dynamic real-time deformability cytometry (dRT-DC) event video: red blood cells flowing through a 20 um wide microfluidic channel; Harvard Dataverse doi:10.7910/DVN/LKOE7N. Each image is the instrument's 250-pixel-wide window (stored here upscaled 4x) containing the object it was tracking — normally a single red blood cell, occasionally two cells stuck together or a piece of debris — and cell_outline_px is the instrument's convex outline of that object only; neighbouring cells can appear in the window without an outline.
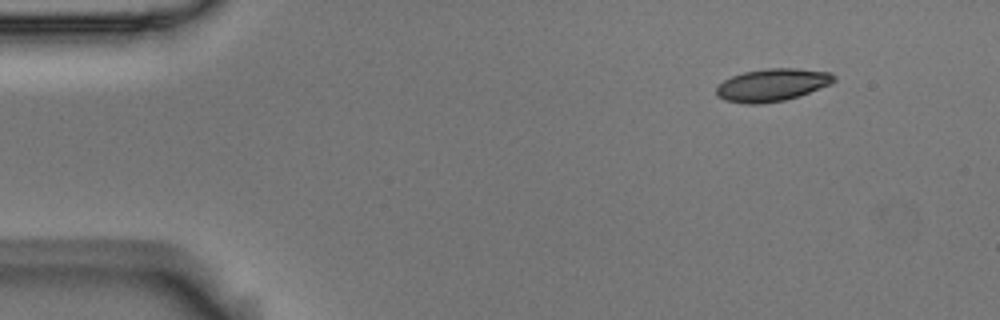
{"species": "Egyptian fruit bat (a non-hibernating species)", "species_latin": "Rousettus aegyptiacus", "temperature_condition": "room temperature", "stored_images_in_passage": 8, "camera_frame_rate_fps": 3000, "um_per_image_px": 0.085, "animal": {"sex": "male"}, "frame": {"image": 1, "passage_image": 1, "time_ms": 0.0, "image_size_px": [1000, 320], "cell_outline_px": [[836, 80], [832, 84], [800, 96], [784, 100], [760, 104], [744, 104], [724, 100], [716, 96], [716, 88], [724, 80], [732, 76], [744, 72], [764, 68], [796, 68], [832, 72], [836, 76]], "centroid_in_image_um": [65.67, 7.22], "position_along_channel_um": 19.3, "area_um2": 22.66}}
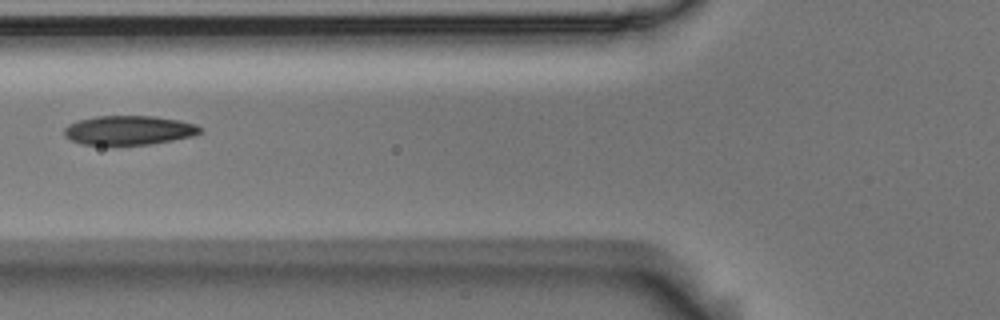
{"frame": {"image": 2, "passage_image": 5, "time_ms": 1.333, "image_size_px": [1000, 320], "cell_outline_px": [[204, 132], [192, 136], [172, 140], [148, 144], [112, 148], [80, 144], [64, 136], [64, 128], [68, 124], [80, 120], [96, 116], [156, 116], [180, 120], [196, 124]], "centroid_in_image_um": [10.91, 11.11], "position_along_channel_um": 114.9, "area_um2": 23.99}}
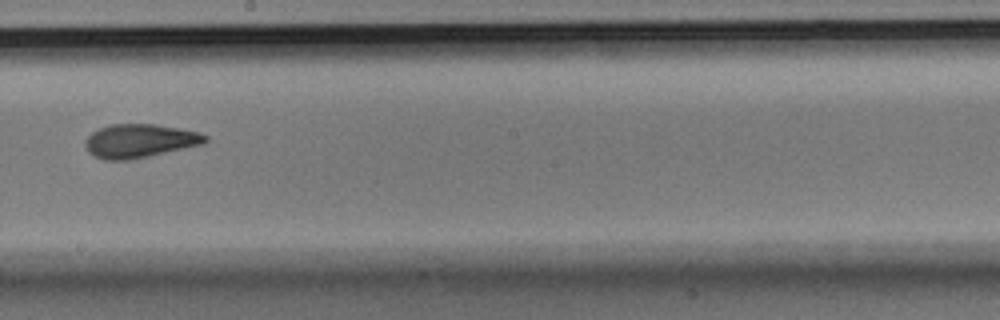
{"frame": {"image": 3, "passage_image": 8, "time_ms": 2.333, "image_size_px": [1000, 320], "cell_outline_px": [[208, 140], [204, 144], [132, 160], [104, 160], [92, 156], [88, 152], [84, 144], [84, 140], [92, 132], [100, 128], [112, 124], [156, 124], [180, 128], [200, 132], [208, 136]], "centroid_in_image_um": [11.88, 11.98], "position_along_channel_um": 236.3, "area_um2": 23.87}}